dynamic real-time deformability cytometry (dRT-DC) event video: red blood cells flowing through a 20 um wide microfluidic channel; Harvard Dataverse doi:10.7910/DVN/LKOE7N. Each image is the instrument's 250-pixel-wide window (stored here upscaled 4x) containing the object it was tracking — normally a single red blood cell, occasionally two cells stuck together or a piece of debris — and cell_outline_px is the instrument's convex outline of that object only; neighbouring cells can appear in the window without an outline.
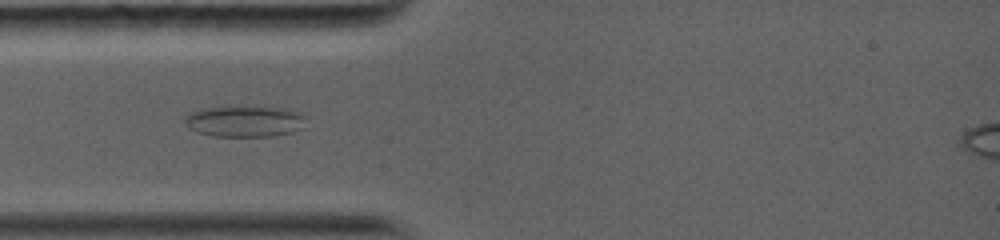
{"species": "common noctule bat (a hibernating species)", "species_latin": "Nyctalus noctula", "temperature_condition": "warm", "stored_images_in_passage": 27, "camera_frame_rate_fps": 5000, "um_per_image_px": 0.085, "animal": {"sex": "female", "body_mass_g": 19.0, "forearm_length_mm": 56.7}, "frame": {"image": 1, "passage_image": 2, "time_ms": 0.6, "image_size_px": [1000, 240], "cell_outline_px": [[304, 116], [300, 128], [292, 132], [272, 136], [212, 136], [196, 132], [188, 128], [184, 124], [184, 116], [200, 108], [240, 104], [288, 108], [300, 112]], "centroid_in_image_um": [20.72, 10.26], "position_along_channel_um": 64.3, "area_um2": 22.83}}
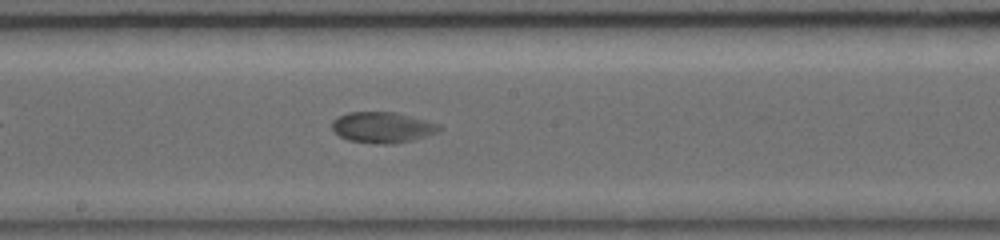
{"frame": {"image": 2, "passage_image": 9, "time_ms": 4.4, "image_size_px": [1000, 240], "cell_outline_px": [[444, 128], [440, 132], [412, 140], [392, 144], [380, 144], [348, 140], [340, 136], [332, 128], [332, 120], [336, 116], [348, 112], [396, 112], [440, 124]], "centroid_in_image_um": [32.53, 10.82], "position_along_channel_um": 215.7, "area_um2": 19.42}}
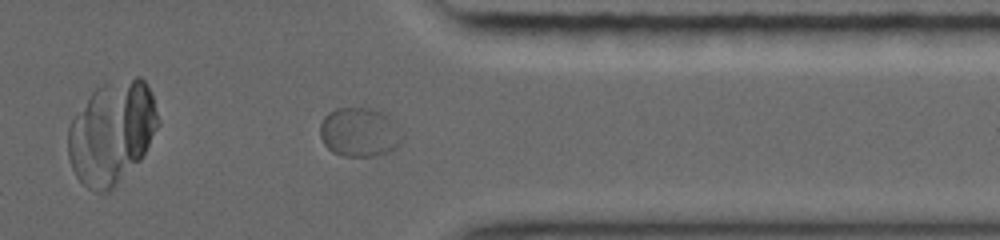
{"frame": {"image": 3, "passage_image": 17, "time_ms": 8.6, "image_size_px": [1000, 240], "cell_outline_px": [[404, 136], [400, 144], [396, 148], [388, 152], [376, 156], [344, 156], [332, 152], [324, 144], [320, 136], [320, 124], [324, 116], [328, 112], [336, 108], [372, 108], [384, 112], [388, 116]], "centroid_in_image_um": [30.55, 11.24], "position_along_channel_um": 380.9, "area_um2": 23.7}}